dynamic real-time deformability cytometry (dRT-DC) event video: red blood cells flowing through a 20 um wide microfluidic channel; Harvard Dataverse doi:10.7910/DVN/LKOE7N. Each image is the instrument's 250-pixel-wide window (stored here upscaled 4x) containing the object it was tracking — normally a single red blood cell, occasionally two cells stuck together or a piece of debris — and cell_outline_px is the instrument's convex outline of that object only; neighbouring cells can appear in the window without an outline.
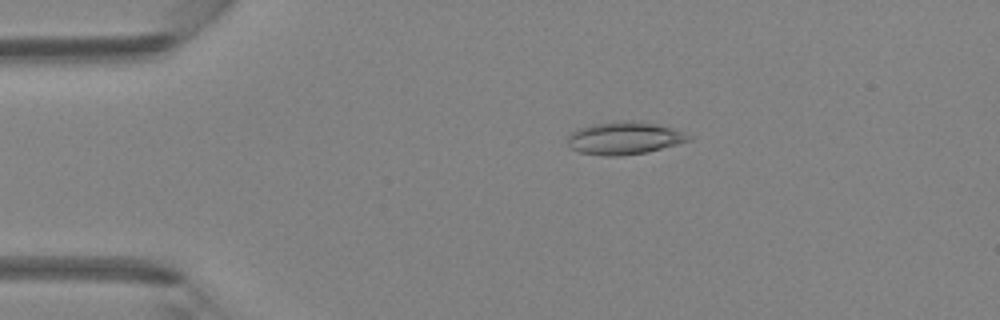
{"species": "Egyptian fruit bat (a non-hibernating species)", "species_latin": "Rousettus aegyptiacus", "temperature_condition": "room temperature", "stored_images_in_passage": 45, "camera_frame_rate_fps": 3000, "um_per_image_px": 0.085, "animal": {"sex": "female"}, "frame": {"image": 1, "passage_image": 9, "time_ms": 2.667, "image_size_px": [1000, 320], "cell_outline_px": [[692, 140], [648, 152], [620, 156], [604, 156], [580, 152], [572, 148], [568, 144], [568, 136], [572, 132], [580, 128], [592, 124], [620, 120], [624, 120], [656, 124], [672, 128], [692, 136]], "centroid_in_image_um": [53.08, 11.74], "position_along_channel_um": 31.9, "area_um2": 22.89}}
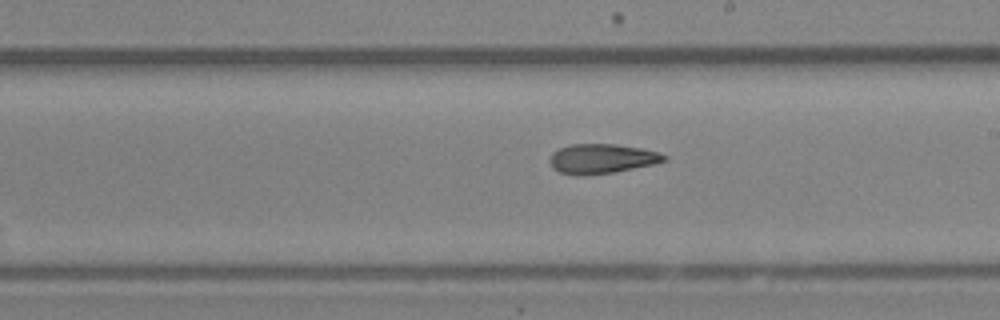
{"frame": {"image": 2, "passage_image": 26, "time_ms": 8.333, "image_size_px": [1000, 320], "cell_outline_px": [[668, 160], [656, 164], [616, 172], [584, 176], [576, 176], [560, 172], [552, 168], [548, 160], [552, 152], [560, 148], [572, 144], [616, 144], [640, 148], [660, 152], [668, 156]], "centroid_in_image_um": [51.17, 13.5], "position_along_channel_um": 237.8, "area_um2": 20.17}}
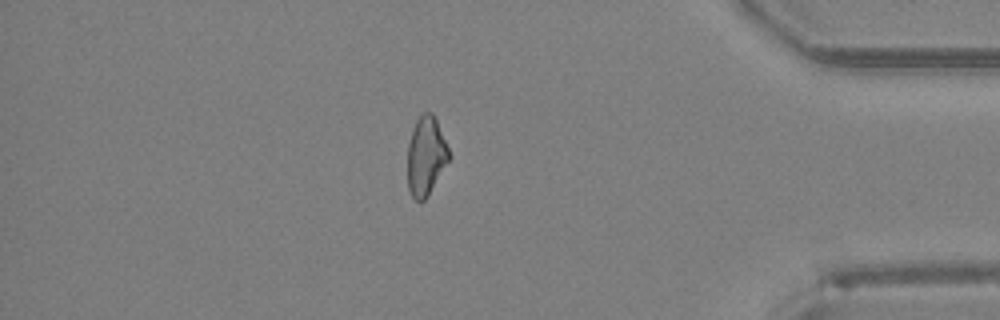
{"frame": {"image": 3, "passage_image": 39, "time_ms": 12.667, "image_size_px": [1000, 320], "cell_outline_px": [[448, 160], [424, 200], [420, 204], [412, 196], [408, 188], [408, 144], [412, 128], [416, 120], [424, 112], [432, 112], [436, 120], [448, 148]], "centroid_in_image_um": [36.16, 13.24], "position_along_channel_um": 399.0, "area_um2": 18.5}}